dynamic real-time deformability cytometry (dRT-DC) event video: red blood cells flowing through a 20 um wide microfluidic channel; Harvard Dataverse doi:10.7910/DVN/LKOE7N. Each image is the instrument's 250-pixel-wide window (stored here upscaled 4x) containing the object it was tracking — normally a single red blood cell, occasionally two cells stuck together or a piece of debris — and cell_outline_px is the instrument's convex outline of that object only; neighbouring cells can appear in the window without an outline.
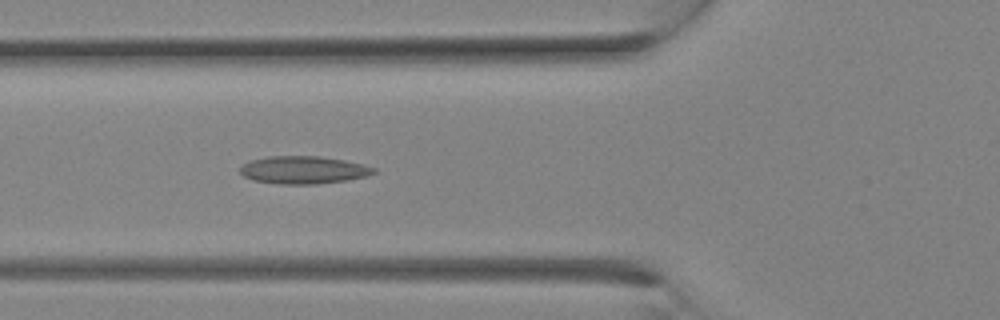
{"species": "Egyptian fruit bat (a non-hibernating species)", "species_latin": "Rousettus aegyptiacus", "temperature_condition": "room temperature", "stored_images_in_passage": 9, "camera_frame_rate_fps": 3000, "um_per_image_px": 0.085, "animal": {"sex": "female"}, "frame": {"image": 1, "passage_image": 9, "time_ms": 2.667, "image_size_px": [1000, 320], "cell_outline_px": [[376, 172], [368, 176], [348, 180], [316, 184], [280, 184], [252, 180], [244, 176], [240, 172], [240, 168], [248, 160], [268, 156], [320, 156], [344, 160], [364, 164], [376, 168]], "centroid_in_image_um": [25.81, 14.44], "position_along_channel_um": 100.0, "area_um2": 21.73}}